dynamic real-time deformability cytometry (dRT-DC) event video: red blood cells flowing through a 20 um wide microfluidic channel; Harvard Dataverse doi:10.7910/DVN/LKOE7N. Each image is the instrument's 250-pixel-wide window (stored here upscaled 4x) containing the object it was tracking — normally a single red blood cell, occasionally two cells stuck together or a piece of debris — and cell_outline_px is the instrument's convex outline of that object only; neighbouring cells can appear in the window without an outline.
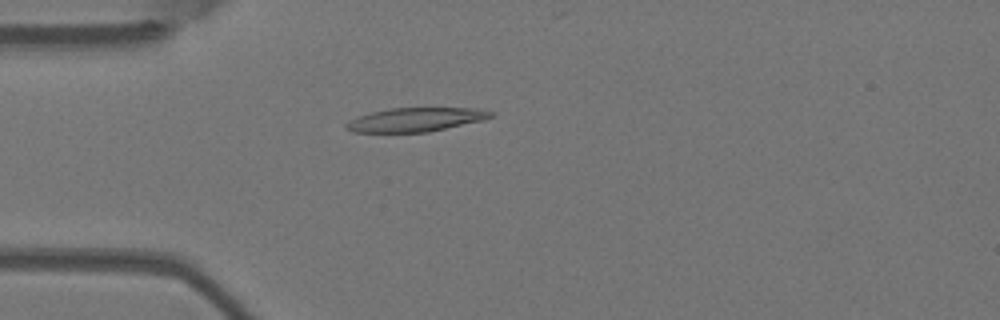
{"species": "Egyptian fruit bat (a non-hibernating species)", "species_latin": "Rousettus aegyptiacus", "temperature_condition": "warm", "stored_images_in_passage": 6, "camera_frame_rate_fps": 3000, "um_per_image_px": 0.085, "animal": {"sex": "female"}, "frame": {"image": 1, "passage_image": 4, "time_ms": 1.0, "image_size_px": [1000, 320], "cell_outline_px": [[496, 116], [484, 120], [428, 132], [352, 132], [344, 128], [344, 124], [360, 116], [372, 112], [392, 108], [476, 108], [496, 112]], "centroid_in_image_um": [35.4, 10.17], "position_along_channel_um": 49.6, "area_um2": 20.11}}
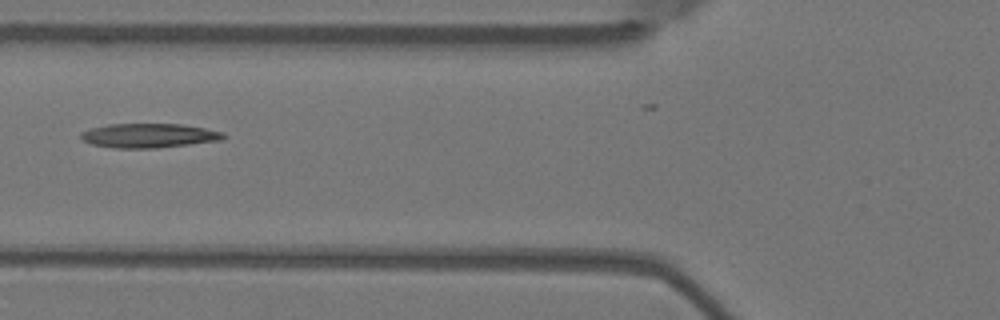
{"frame": {"image": 2, "passage_image": 6, "time_ms": 1.667, "image_size_px": [1000, 320], "cell_outline_px": [[228, 136], [220, 140], [156, 148], [116, 148], [92, 144], [80, 140], [80, 132], [92, 128], [108, 124], [184, 124], [224, 132]], "centroid_in_image_um": [12.64, 11.52], "position_along_channel_um": 113.2, "area_um2": 20.17}}